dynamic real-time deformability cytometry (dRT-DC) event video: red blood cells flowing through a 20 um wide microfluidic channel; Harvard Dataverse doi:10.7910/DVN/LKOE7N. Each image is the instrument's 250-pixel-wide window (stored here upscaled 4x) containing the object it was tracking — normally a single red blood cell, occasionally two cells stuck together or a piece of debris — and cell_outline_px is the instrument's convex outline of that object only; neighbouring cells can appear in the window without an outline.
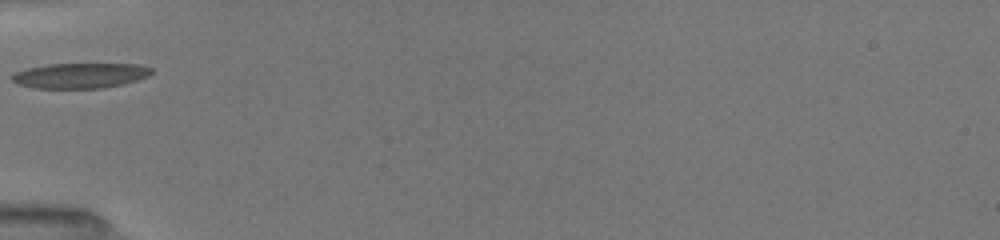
{"species": "common noctule bat (a hibernating species)", "species_latin": "Nyctalus noctula", "temperature_condition": "room temperature", "stored_images_in_passage": 5, "camera_frame_rate_fps": 3000, "um_per_image_px": 0.085, "animal": {"sex": "female", "body_mass_g": 19.5, "forearm_length_mm": 54.1}, "frame": {"image": 1, "passage_image": 1, "time_ms": 0.0, "image_size_px": [1000, 240], "cell_outline_px": [[152, 72], [148, 76], [124, 84], [104, 88], [36, 88], [20, 84], [12, 80], [12, 76], [16, 72], [28, 68], [48, 64], [140, 64], [152, 68]], "centroid_in_image_um": [6.86, 6.42], "position_along_channel_um": 78.1, "area_um2": 20.35}}